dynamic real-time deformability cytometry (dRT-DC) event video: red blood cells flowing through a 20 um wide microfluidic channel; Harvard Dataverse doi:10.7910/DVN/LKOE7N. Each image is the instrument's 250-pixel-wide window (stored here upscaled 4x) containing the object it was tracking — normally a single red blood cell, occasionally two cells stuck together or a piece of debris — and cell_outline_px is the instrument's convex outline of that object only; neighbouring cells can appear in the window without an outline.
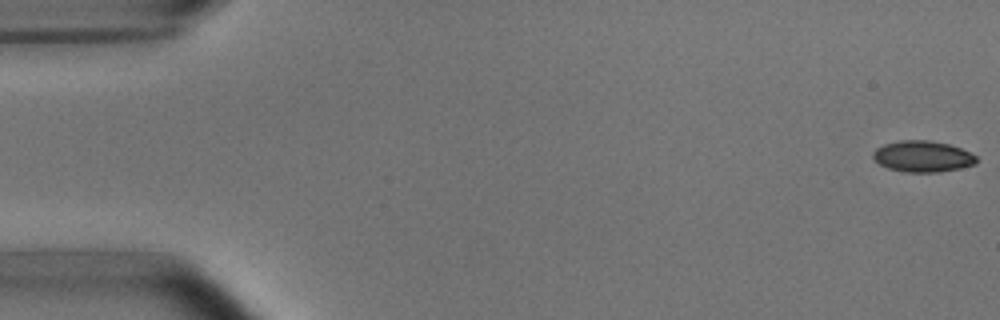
{"species": "common noctule bat (a hibernating species)", "species_latin": "Nyctalus noctula", "temperature_condition": "room temperature", "stored_images_in_passage": 53, "camera_frame_rate_fps": 3000, "um_per_image_px": 0.085, "animal": {"sex": "male", "body_mass_g": 15.6}, "frame": {"image": 1, "passage_image": 1, "time_ms": 0.0, "image_size_px": [1000, 320], "cell_outline_px": [[976, 164], [960, 168], [940, 172], [904, 172], [888, 168], [880, 164], [872, 156], [872, 152], [876, 148], [884, 144], [900, 140], [928, 140], [948, 144], [960, 148], [976, 156]], "centroid_in_image_um": [78.4, 13.29], "position_along_channel_um": 6.6, "area_um2": 18.73}}
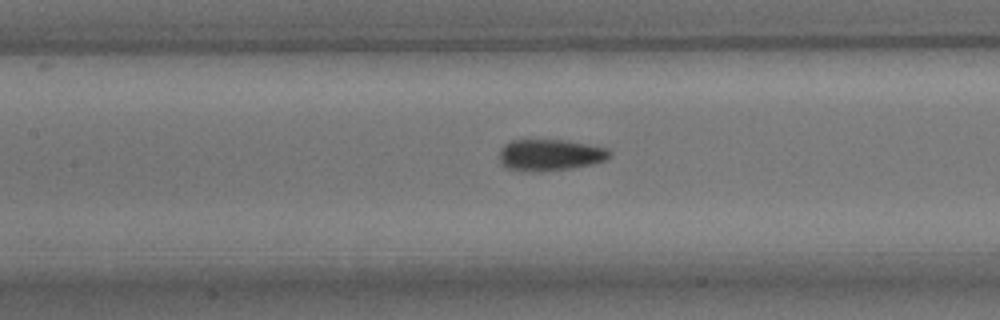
{"frame": {"image": 2, "passage_image": 24, "time_ms": 7.667, "image_size_px": [1000, 320], "cell_outline_px": [[612, 156], [604, 160], [592, 164], [572, 168], [536, 172], [524, 172], [504, 168], [500, 164], [500, 148], [504, 144], [512, 140], [564, 140], [608, 148], [612, 152]], "centroid_in_image_um": [46.72, 13.19], "position_along_channel_um": 160.7, "area_um2": 20.52}}
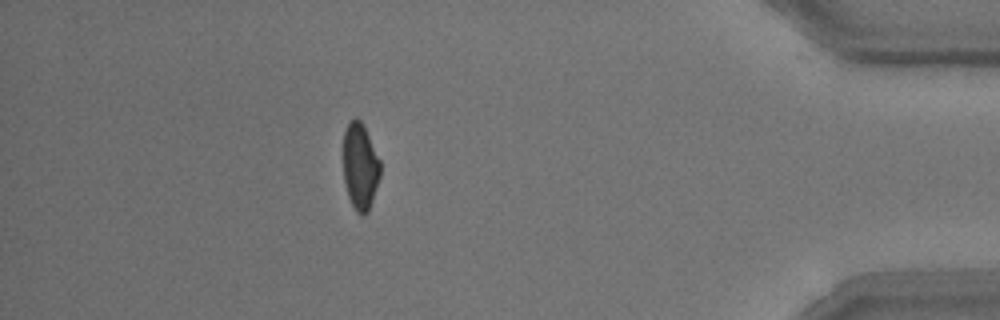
{"frame": {"image": 3, "passage_image": 47, "time_ms": 15.333, "image_size_px": [1000, 320], "cell_outline_px": [[380, 176], [368, 212], [364, 216], [356, 212], [348, 196], [344, 180], [344, 132], [348, 124], [356, 116], [360, 120], [380, 160]], "centroid_in_image_um": [30.61, 14.18], "position_along_channel_um": 404.6, "area_um2": 18.32}, "authors_computed_cell_mechanics": {"area_um2": 19.5942, "velocity_mm_per_s": 3.7983, "shape_relaxation_time_tau1_ms": 3.4599, "shape_relaxation_time_tau2_ms": 1.0804, "deformation_change_tau1": 0.1159, "deformation_change_tau2": 0.0522}}